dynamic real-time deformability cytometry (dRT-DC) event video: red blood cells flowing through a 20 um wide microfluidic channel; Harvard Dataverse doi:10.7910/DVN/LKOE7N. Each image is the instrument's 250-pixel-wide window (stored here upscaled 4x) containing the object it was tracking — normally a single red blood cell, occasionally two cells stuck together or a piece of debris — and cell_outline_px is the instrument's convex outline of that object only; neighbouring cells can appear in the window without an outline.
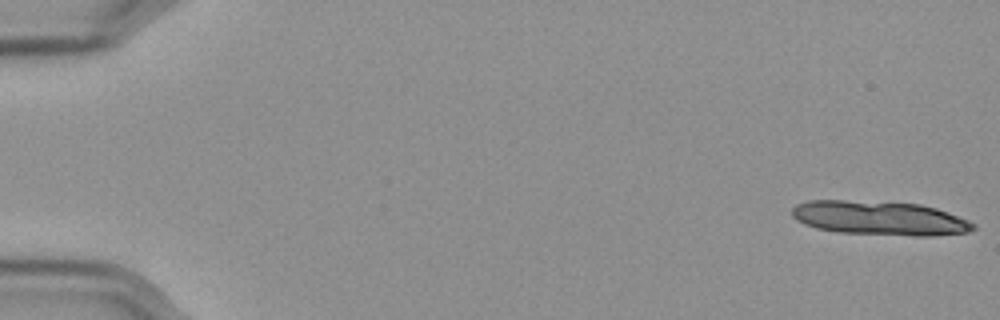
{"species": "Egyptian fruit bat (a non-hibernating species)", "species_latin": "Rousettus aegyptiacus", "temperature_condition": "cold", "stored_images_in_passage": 15, "camera_frame_rate_fps": 3000, "um_per_image_px": 0.085, "frame": {"image": 1, "passage_image": 1, "time_ms": 0.0, "image_size_px": [1000, 320], "cell_outline_px": [[976, 228], [968, 232], [932, 236], [912, 236], [836, 232], [816, 228], [804, 224], [796, 220], [792, 216], [792, 208], [796, 204], [808, 200], [844, 200], [920, 204], [936, 208], [948, 212], [968, 220], [976, 224]], "centroid_in_image_um": [74.76, 18.55], "position_along_channel_um": 10.2, "area_um2": 36.24}}